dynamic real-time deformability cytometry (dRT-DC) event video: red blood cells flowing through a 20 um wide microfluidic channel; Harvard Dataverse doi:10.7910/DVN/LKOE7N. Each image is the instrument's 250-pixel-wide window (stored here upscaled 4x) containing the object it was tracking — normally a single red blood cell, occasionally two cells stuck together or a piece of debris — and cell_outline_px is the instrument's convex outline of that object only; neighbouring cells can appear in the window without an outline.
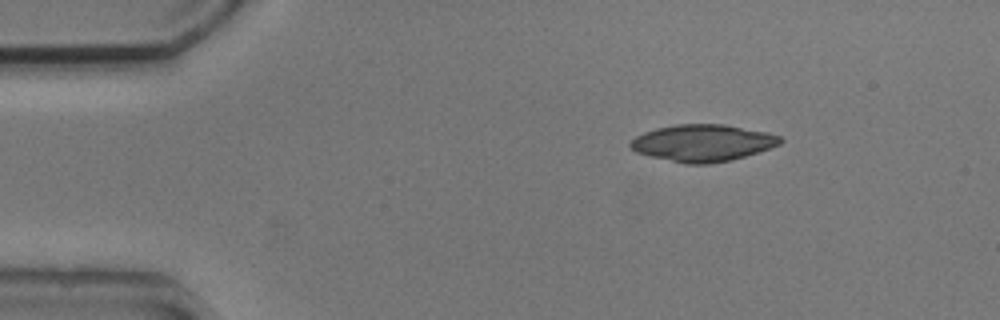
{"species": "common noctule bat (a hibernating species)", "species_latin": "Nyctalus noctula", "temperature_condition": "cold", "stored_images_in_passage": 45, "camera_frame_rate_fps": 3000, "um_per_image_px": 0.085, "animal": {"sex": "male", "body_mass_g": 20.5, "forearm_length_mm": 52.5}, "frame": {"image": 1, "passage_image": 1, "time_ms": 0.0, "image_size_px": [1000, 320], "cell_outline_px": [[784, 140], [780, 144], [732, 160], [708, 164], [684, 164], [636, 152], [628, 144], [636, 136], [644, 132], [656, 128], [676, 124], [724, 124], [768, 132], [780, 136]], "centroid_in_image_um": [59.73, 12.14], "position_along_channel_um": 25.3, "area_um2": 32.08}}